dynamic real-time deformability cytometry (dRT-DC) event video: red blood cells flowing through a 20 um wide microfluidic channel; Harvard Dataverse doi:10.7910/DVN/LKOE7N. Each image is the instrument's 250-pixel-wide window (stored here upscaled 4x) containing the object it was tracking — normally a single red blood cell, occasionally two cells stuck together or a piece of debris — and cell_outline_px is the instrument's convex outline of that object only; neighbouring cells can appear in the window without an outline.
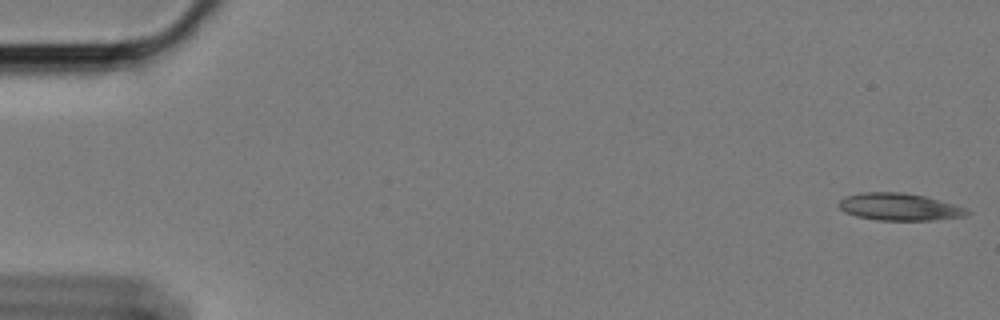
{"species": "Egyptian fruit bat (a non-hibernating species)", "species_latin": "Rousettus aegyptiacus", "temperature_condition": "cold", "stored_images_in_passage": 56, "camera_frame_rate_fps": 3000, "um_per_image_px": 0.085, "animal": {"sex": "female"}, "frame": {"image": 1, "passage_image": 1, "time_ms": 0.0, "image_size_px": [1000, 320], "cell_outline_px": [[972, 212], [964, 216], [932, 220], [880, 220], [856, 216], [844, 212], [836, 204], [840, 200], [848, 196], [860, 192], [904, 192], [924, 196], [968, 208]], "centroid_in_image_um": [76.44, 17.58], "position_along_channel_um": 8.6, "area_um2": 20.35}}
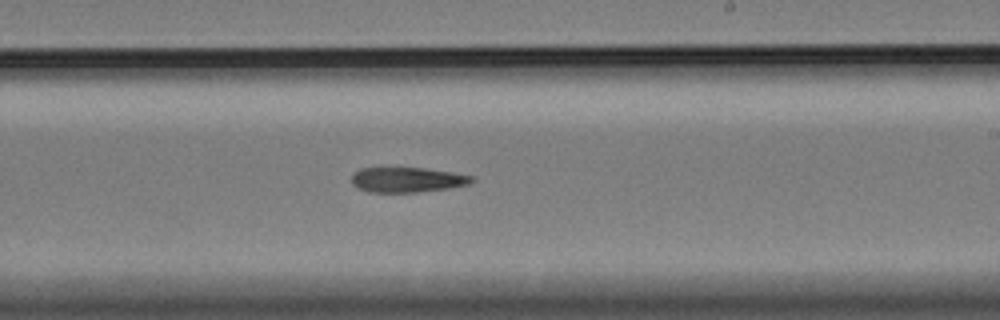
{"frame": {"image": 2, "passage_image": 35, "time_ms": 11.333, "image_size_px": [1000, 320], "cell_outline_px": [[476, 180], [468, 184], [448, 188], [416, 192], [368, 192], [352, 184], [352, 172], [360, 168], [380, 164], [424, 168], [452, 172], [476, 176]], "centroid_in_image_um": [34.55, 15.22], "position_along_channel_um": 254.5, "area_um2": 18.5}}
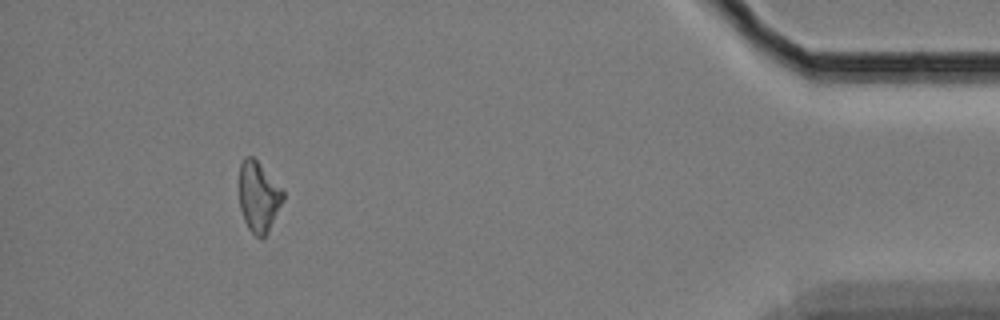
{"frame": {"image": 3, "passage_image": 54, "time_ms": 17.667, "image_size_px": [1000, 320], "cell_outline_px": [[284, 200], [268, 232], [260, 240], [248, 228], [244, 220], [240, 208], [240, 164], [244, 156], [252, 156], [284, 188]], "centroid_in_image_um": [22.01, 16.72], "position_along_channel_um": 413.2, "area_um2": 18.15}}